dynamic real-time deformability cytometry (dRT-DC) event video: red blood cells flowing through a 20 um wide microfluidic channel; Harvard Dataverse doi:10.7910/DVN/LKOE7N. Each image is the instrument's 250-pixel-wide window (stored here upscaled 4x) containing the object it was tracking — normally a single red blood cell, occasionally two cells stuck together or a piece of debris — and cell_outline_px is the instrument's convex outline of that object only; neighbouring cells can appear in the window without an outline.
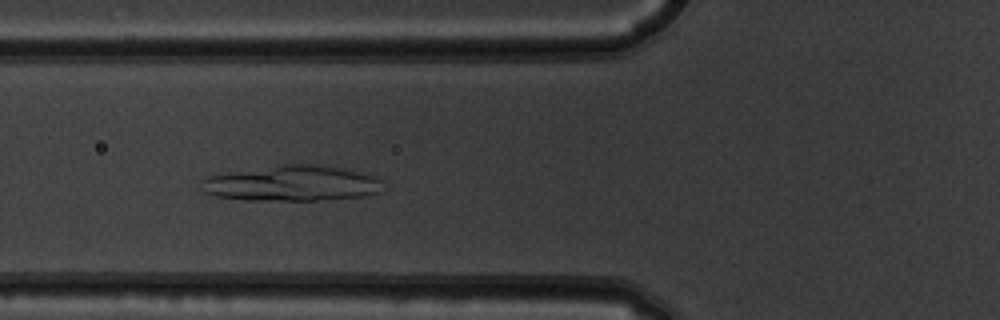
{"species": "common noctule bat (a hibernating species)", "species_latin": "Nyctalus noctula", "temperature_condition": "warm", "stored_images_in_passage": 51, "camera_frame_rate_fps": 3000, "um_per_image_px": 0.085, "animal": {"sex": "male", "body_mass_g": 19.5, "forearm_length_mm": 54.6}, "frame": {"image": 1, "passage_image": 18, "time_ms": 5.667, "image_size_px": [1000, 320], "cell_outline_px": [[384, 180], [380, 192], [364, 196], [316, 200], [240, 200], [216, 196], [204, 192], [200, 188], [200, 180], [208, 176], [228, 172], [276, 164], [320, 164], [364, 172]], "centroid_in_image_um": [24.8, 15.57], "position_along_channel_um": 101.0, "area_um2": 38.26}}
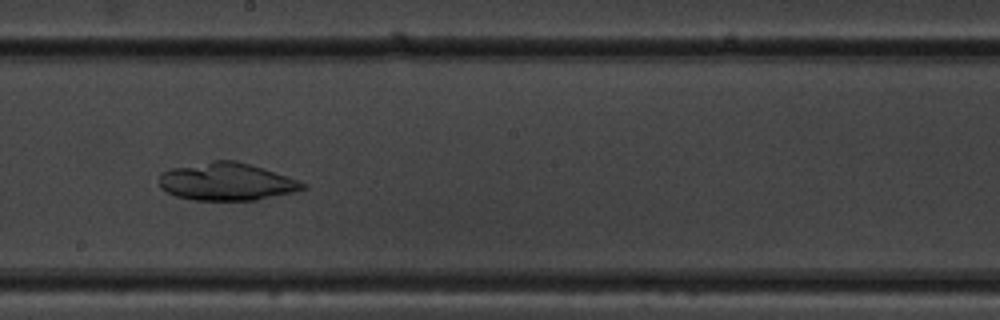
{"frame": {"image": 2, "passage_image": 28, "time_ms": 9.0, "image_size_px": [1000, 320], "cell_outline_px": [[308, 188], [292, 192], [256, 200], [192, 200], [176, 196], [160, 188], [160, 176], [164, 172], [172, 168], [212, 160], [236, 160], [300, 180], [308, 184]], "centroid_in_image_um": [19.29, 15.44], "position_along_channel_um": 228.9, "area_um2": 31.39}}
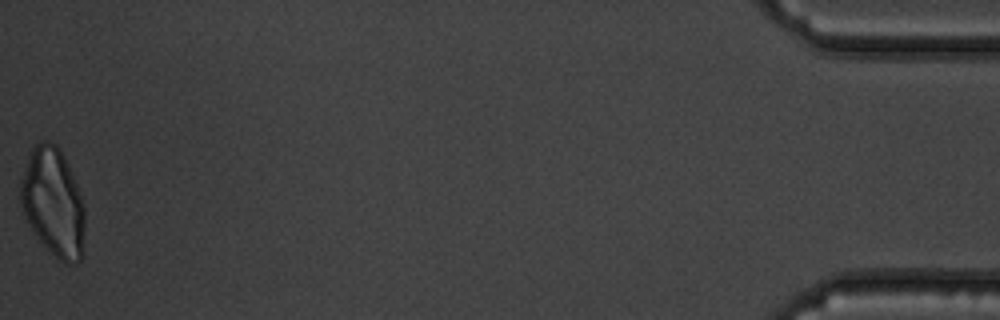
{"frame": {"image": 3, "passage_image": 51, "time_ms": 16.667, "image_size_px": [1000, 320], "cell_outline_px": [[84, 256], [76, 264], [64, 264], [40, 240], [32, 228], [24, 212], [20, 200], [20, 180], [32, 148], [40, 140], [48, 140], [56, 144], [76, 184], [84, 208]], "centroid_in_image_um": [4.53, 17.23], "position_along_channel_um": 430.7, "area_um2": 39.94}}